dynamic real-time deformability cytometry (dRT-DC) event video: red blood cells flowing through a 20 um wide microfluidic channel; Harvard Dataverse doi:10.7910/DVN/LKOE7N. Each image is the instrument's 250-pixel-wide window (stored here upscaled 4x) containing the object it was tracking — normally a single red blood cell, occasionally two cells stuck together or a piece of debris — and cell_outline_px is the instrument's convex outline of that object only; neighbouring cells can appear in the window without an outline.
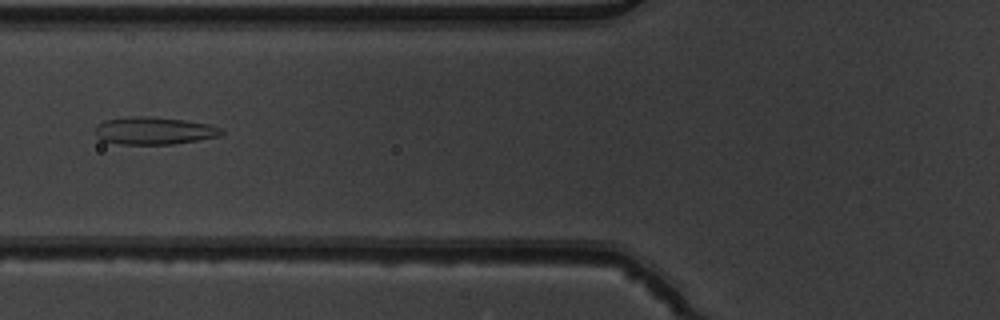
{"species": "common noctule bat (a hibernating species)", "species_latin": "Nyctalus noctula", "temperature_condition": "warm", "stored_images_in_passage": 5, "camera_frame_rate_fps": 3000, "um_per_image_px": 0.085, "animal": {"sex": "male", "body_mass_g": 19.5, "forearm_length_mm": 54.6}, "frame": {"image": 1, "passage_image": 5, "time_ms": 1.333, "image_size_px": [1000, 320], "cell_outline_px": [[224, 132], [220, 136], [172, 144], [120, 144], [100, 140], [96, 136], [96, 128], [104, 120], [132, 116], [152, 116], [184, 120], [208, 124], [224, 128]], "centroid_in_image_um": [13.11, 11.11], "position_along_channel_um": 112.7, "area_um2": 20.23}}